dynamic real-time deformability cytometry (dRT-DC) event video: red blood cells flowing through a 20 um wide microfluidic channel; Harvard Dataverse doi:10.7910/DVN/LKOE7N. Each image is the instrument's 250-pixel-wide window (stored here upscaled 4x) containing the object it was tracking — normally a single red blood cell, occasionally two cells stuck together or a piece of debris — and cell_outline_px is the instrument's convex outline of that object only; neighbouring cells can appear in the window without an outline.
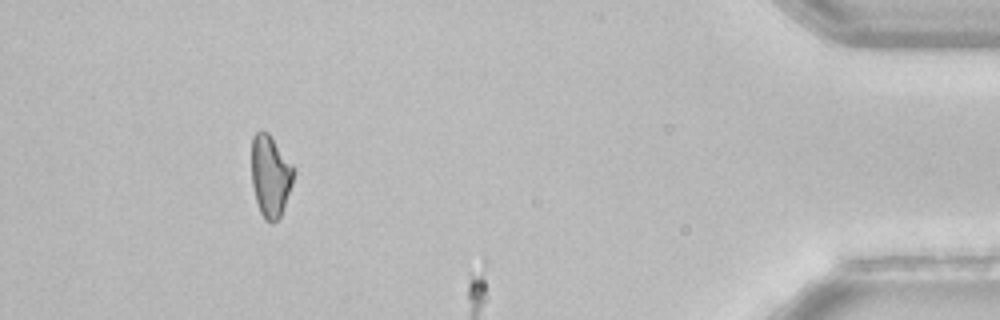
{"species": "common noctule bat (a hibernating species)", "species_latin": "Nyctalus noctula", "temperature_condition": "room temperature", "stored_images_in_passage": 40, "segment_of_instrument_passage": [2, 2], "camera_frame_rate_fps": 3000, "um_per_image_px": 0.085, "animal": {"sex": "female", "body_mass_g": 22.7, "forearm_length_mm": 54.2}, "frame": {"image": 1, "passage_image": 36, "time_ms": 11.667, "image_size_px": [1000, 320], "cell_outline_px": [[296, 168], [292, 184], [280, 216], [272, 224], [264, 220], [260, 212], [256, 200], [252, 184], [252, 136], [260, 128], [268, 132]], "centroid_in_image_um": [22.98, 14.92], "position_along_channel_um": 412.2, "area_um2": 20.23}}